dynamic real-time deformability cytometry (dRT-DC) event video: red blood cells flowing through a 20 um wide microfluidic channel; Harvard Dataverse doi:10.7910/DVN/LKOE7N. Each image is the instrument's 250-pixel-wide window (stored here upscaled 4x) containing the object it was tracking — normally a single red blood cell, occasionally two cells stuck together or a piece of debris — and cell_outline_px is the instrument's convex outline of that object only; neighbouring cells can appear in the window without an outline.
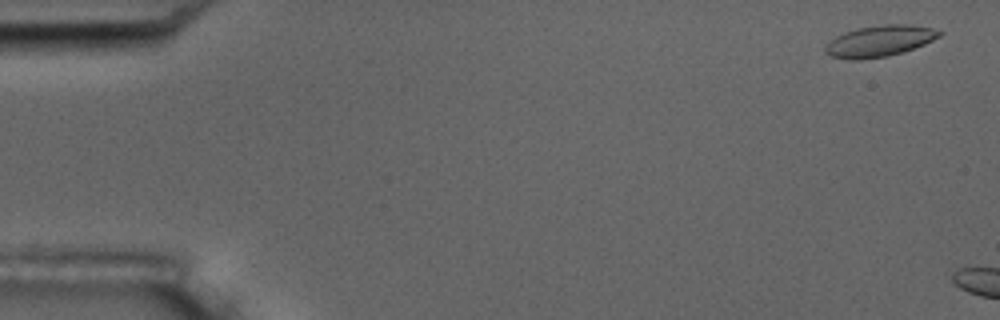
{"species": "common noctule bat (a hibernating species)", "species_latin": "Nyctalus noctula", "temperature_condition": "room temperature", "stored_images_in_passage": 3, "camera_frame_rate_fps": 3000, "um_per_image_px": 0.085, "animal": {"sex": "male", "body_mass_g": 17.5, "forearm_length_mm": 52.3}, "frame": {"image": 1, "passage_image": 1, "time_ms": 0.0, "image_size_px": [1000, 320], "cell_outline_px": [[944, 32], [940, 36], [924, 44], [888, 56], [856, 60], [848, 60], [832, 56], [824, 52], [824, 48], [836, 36], [844, 32], [856, 28], [884, 24], [908, 24], [932, 28]], "centroid_in_image_um": [74.75, 3.48], "position_along_channel_um": 10.3, "area_um2": 20.58}}